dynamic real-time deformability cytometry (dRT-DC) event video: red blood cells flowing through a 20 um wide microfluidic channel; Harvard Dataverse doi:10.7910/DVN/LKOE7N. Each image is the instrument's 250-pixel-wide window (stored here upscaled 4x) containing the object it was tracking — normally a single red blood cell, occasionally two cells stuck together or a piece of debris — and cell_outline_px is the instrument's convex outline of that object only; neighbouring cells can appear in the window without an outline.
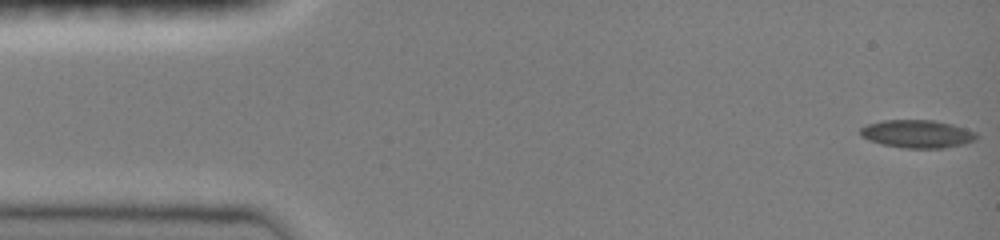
{"species": "common noctule bat (a hibernating species)", "species_latin": "Nyctalus noctula", "temperature_condition": "room temperature", "stored_images_in_passage": 47, "camera_frame_rate_fps": 3000, "um_per_image_px": 0.085, "animal": {"sex": "female", "body_mass_g": 19.0, "forearm_length_mm": 51.5}, "frame": {"image": 1, "passage_image": 1, "time_ms": 0.0, "image_size_px": [1000, 240], "cell_outline_px": [[980, 136], [976, 140], [964, 144], [944, 148], [904, 148], [880, 144], [868, 140], [860, 136], [860, 128], [868, 124], [884, 120], [932, 120], [952, 124], [976, 132]], "centroid_in_image_um": [77.98, 11.39], "position_along_channel_um": 7.0, "area_um2": 19.07}}
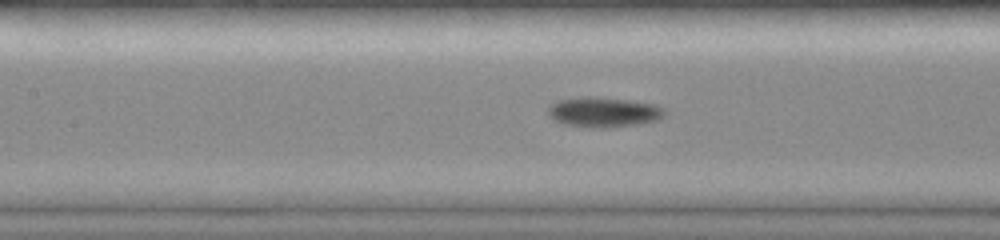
{"frame": {"image": 2, "passage_image": 21, "time_ms": 6.667, "image_size_px": [1000, 240], "cell_outline_px": [[664, 116], [656, 120], [636, 124], [604, 128], [588, 128], [564, 124], [556, 120], [548, 112], [548, 104], [560, 100], [584, 96], [592, 96], [628, 100], [656, 104], [664, 108]], "centroid_in_image_um": [51.29, 9.52], "position_along_channel_um": 156.1, "area_um2": 20.35}}
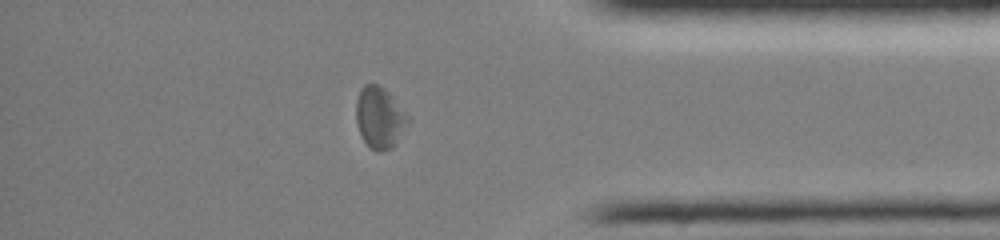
{"frame": {"image": 3, "passage_image": 40, "time_ms": 13.0, "image_size_px": [1000, 240], "cell_outline_px": [[412, 120], [396, 144], [392, 148], [380, 152], [376, 152], [360, 136], [356, 124], [356, 100], [360, 88], [364, 84], [376, 84], [384, 88], [388, 92]], "centroid_in_image_um": [32.28, 10.01], "position_along_channel_um": 402.9, "area_um2": 18.84}, "authors_computed_cell_mechanics": {"area_um2": 18.6116, "velocity_mm_per_s": 4.0454, "shape_relaxation_time_tau1_ms": 3.3135, "shape_relaxation_time_tau2_ms": 3.7237, "deformation_change_tau1": 0.1306, "deformation_change_tau2": 0.0971}}